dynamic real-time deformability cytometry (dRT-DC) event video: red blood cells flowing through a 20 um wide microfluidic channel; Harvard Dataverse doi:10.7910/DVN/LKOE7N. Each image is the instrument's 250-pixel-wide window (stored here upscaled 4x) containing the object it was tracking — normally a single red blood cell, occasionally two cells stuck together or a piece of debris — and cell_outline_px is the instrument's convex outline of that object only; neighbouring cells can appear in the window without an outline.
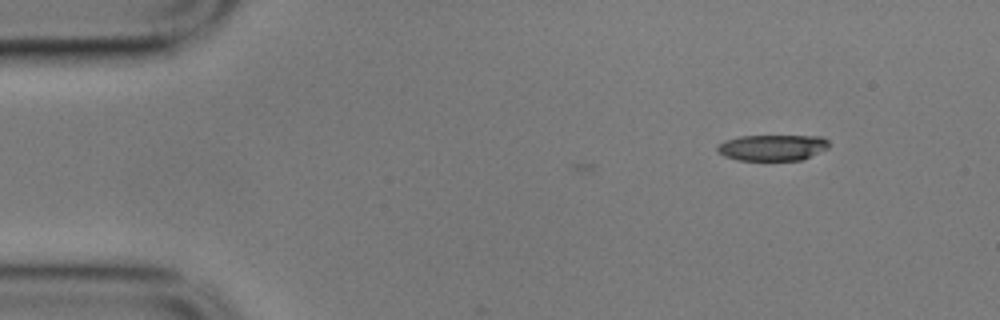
{"species": "common noctule bat (a hibernating species)", "species_latin": "Nyctalus noctula", "temperature_condition": "cold", "stored_images_in_passage": 3, "camera_frame_rate_fps": 3000, "um_per_image_px": 0.085, "animal": {"sex": "male", "body_mass_g": 17.9}, "frame": {"image": 1, "passage_image": 1, "time_ms": 0.0, "image_size_px": [1000, 320], "cell_outline_px": [[828, 148], [800, 160], [736, 160], [724, 156], [716, 148], [716, 144], [724, 140], [740, 136], [820, 136], [828, 140]], "centroid_in_image_um": [65.61, 12.54], "position_along_channel_um": 19.4, "area_um2": 16.88}}